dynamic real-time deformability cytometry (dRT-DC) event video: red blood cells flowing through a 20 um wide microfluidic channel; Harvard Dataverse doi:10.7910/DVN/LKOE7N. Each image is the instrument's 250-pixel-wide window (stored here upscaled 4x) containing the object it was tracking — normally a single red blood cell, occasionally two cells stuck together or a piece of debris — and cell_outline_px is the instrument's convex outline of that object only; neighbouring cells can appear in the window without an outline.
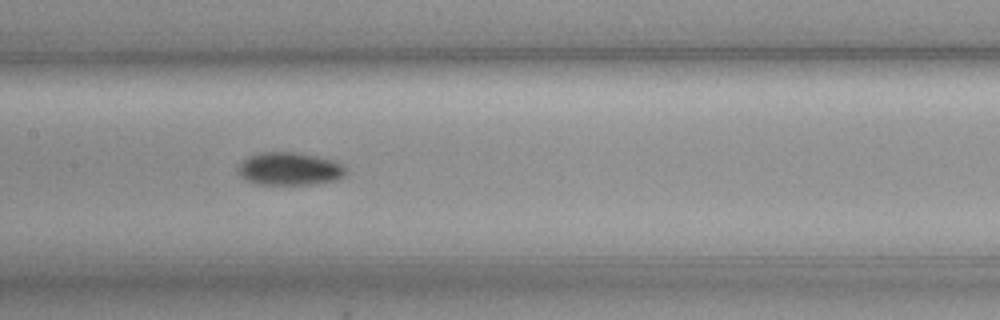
{"species": "common noctule bat (a hibernating species)", "species_latin": "Nyctalus noctula", "temperature_condition": "cold", "stored_images_in_passage": 32, "camera_frame_rate_fps": 3000, "um_per_image_px": 0.085, "animal": {"sex": "female", "body_mass_g": 19.3, "forearm_length_mm": 54.1}, "frame": {"image": 1, "passage_image": 10, "time_ms": 3.0, "image_size_px": [1000, 320], "cell_outline_px": [[348, 172], [344, 176], [336, 180], [316, 184], [256, 184], [248, 180], [236, 168], [248, 156], [260, 152], [296, 152], [336, 160], [348, 168]], "centroid_in_image_um": [24.69, 14.34], "position_along_channel_um": 182.7, "area_um2": 20.75}}